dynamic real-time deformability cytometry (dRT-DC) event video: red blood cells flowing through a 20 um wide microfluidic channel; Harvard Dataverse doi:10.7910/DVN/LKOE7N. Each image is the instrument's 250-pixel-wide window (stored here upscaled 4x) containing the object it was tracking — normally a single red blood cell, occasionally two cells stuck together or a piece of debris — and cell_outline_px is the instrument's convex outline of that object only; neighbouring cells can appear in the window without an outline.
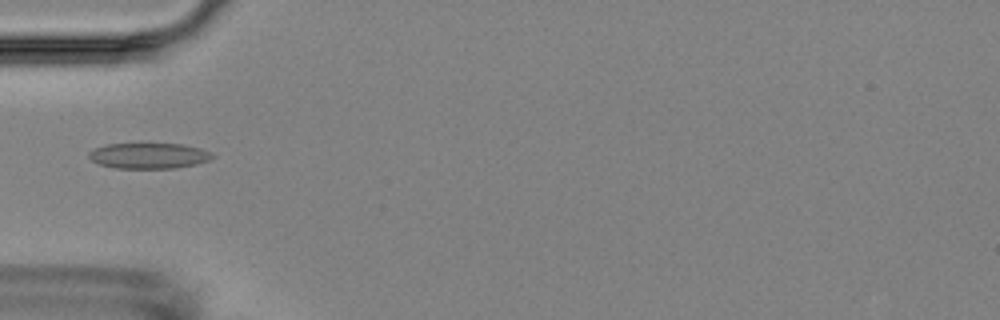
{"species": "Egyptian fruit bat (a non-hibernating species)", "species_latin": "Rousettus aegyptiacus", "temperature_condition": "room temperature", "stored_images_in_passage": 2, "camera_frame_rate_fps": 3000, "um_per_image_px": 0.085, "animal": {"sex": "female"}, "frame": {"image": 1, "passage_image": 2, "time_ms": 1.0, "image_size_px": [1000, 320], "cell_outline_px": [[216, 156], [208, 160], [196, 164], [176, 168], [116, 168], [100, 164], [92, 160], [88, 156], [88, 152], [92, 148], [108, 144], [184, 144], [200, 148], [212, 152]], "centroid_in_image_um": [12.66, 13.23], "position_along_channel_um": 72.3, "area_um2": 18.5}}